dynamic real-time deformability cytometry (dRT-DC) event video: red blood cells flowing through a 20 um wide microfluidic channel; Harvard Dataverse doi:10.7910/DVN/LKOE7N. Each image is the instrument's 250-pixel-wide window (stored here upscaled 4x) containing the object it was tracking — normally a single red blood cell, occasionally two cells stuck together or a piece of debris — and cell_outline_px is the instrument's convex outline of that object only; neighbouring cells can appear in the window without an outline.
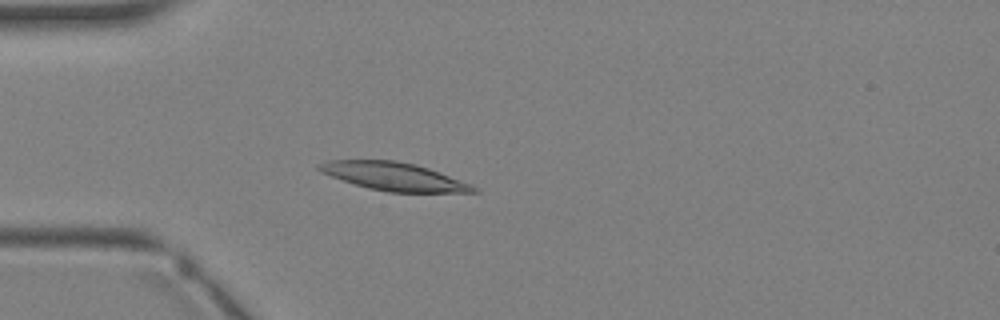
{"species": "Egyptian fruit bat (a non-hibernating species)", "species_latin": "Rousettus aegyptiacus", "temperature_condition": "warm", "stored_images_in_passage": 3, "camera_frame_rate_fps": 3000, "um_per_image_px": 0.085, "animal": {"sex": "female"}, "frame": {"image": 1, "passage_image": 3, "time_ms": 2.333, "image_size_px": [1000, 320], "cell_outline_px": [[480, 192], [388, 192], [368, 188], [332, 176], [316, 168], [316, 164], [324, 160], [396, 160], [416, 164], [440, 172], [472, 184], [480, 188]], "centroid_in_image_um": [33.52, 14.99], "position_along_channel_um": 51.5, "area_um2": 25.26}}